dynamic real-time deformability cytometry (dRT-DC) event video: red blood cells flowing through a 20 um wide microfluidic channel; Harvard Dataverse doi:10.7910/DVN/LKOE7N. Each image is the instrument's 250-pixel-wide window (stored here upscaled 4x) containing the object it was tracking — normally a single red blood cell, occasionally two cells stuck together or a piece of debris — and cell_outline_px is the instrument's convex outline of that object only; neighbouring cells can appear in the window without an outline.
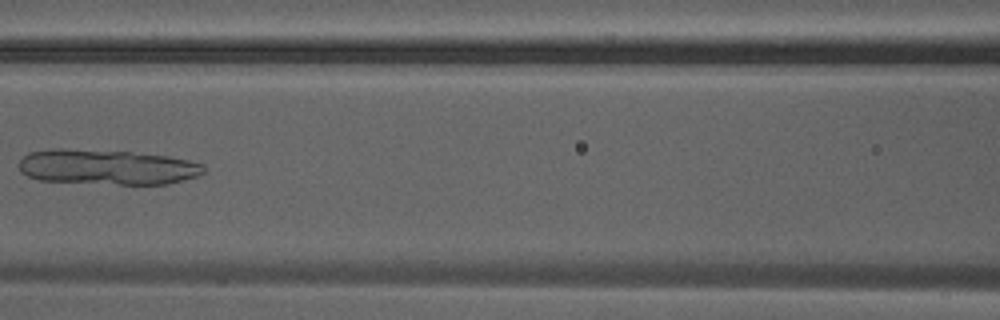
{"species": "Egyptian fruit bat (a non-hibernating species)", "species_latin": "Rousettus aegyptiacus", "temperature_condition": "warm", "stored_images_in_passage": 37, "camera_frame_rate_fps": 3000, "um_per_image_px": 0.085, "animal": {"sex": "male"}, "frame": {"image": 1, "passage_image": 16, "time_ms": 5.0, "image_size_px": [1000, 320], "cell_outline_px": [[204, 172], [200, 176], [168, 184], [120, 184], [40, 180], [28, 176], [20, 172], [20, 160], [28, 152], [56, 148], [60, 148], [128, 152], [168, 156], [188, 160], [204, 164]], "centroid_in_image_um": [9.13, 14.2], "position_along_channel_um": 157.5, "area_um2": 37.74}}
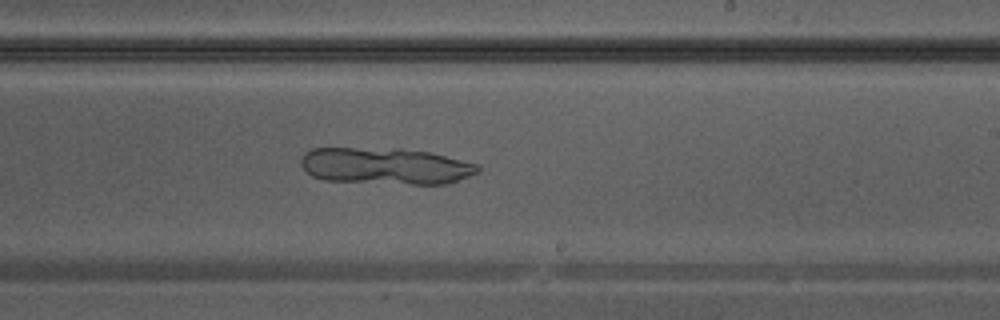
{"frame": {"image": 2, "passage_image": 22, "time_ms": 7.0, "image_size_px": [1000, 320], "cell_outline_px": [[480, 172], [448, 184], [412, 184], [324, 180], [312, 176], [300, 164], [300, 160], [304, 152], [312, 148], [400, 148], [428, 152], [476, 164], [480, 168]], "centroid_in_image_um": [32.74, 14.11], "position_along_channel_um": 256.3, "area_um2": 37.69}}